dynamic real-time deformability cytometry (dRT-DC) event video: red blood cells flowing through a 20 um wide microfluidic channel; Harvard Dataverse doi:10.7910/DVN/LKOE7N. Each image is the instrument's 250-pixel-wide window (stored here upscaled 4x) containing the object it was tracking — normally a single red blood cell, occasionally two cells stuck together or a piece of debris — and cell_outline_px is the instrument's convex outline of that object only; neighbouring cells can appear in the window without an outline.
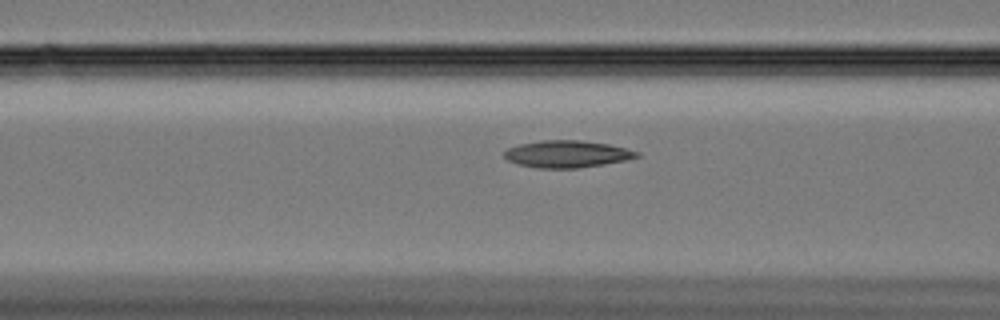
{"species": "Egyptian fruit bat (a non-hibernating species)", "species_latin": "Rousettus aegyptiacus", "temperature_condition": "cold", "stored_images_in_passage": 44, "camera_frame_rate_fps": 3000, "um_per_image_px": 0.085, "animal": {"sex": "female"}, "frame": {"image": 1, "passage_image": 10, "time_ms": 3.0, "image_size_px": [1000, 320], "cell_outline_px": [[640, 156], [624, 160], [604, 164], [576, 168], [540, 168], [520, 164], [508, 160], [504, 156], [504, 152], [508, 148], [520, 144], [540, 140], [580, 140], [608, 144], [640, 152]], "centroid_in_image_um": [48.2, 13.08], "position_along_channel_um": 118.4, "area_um2": 20.63}}
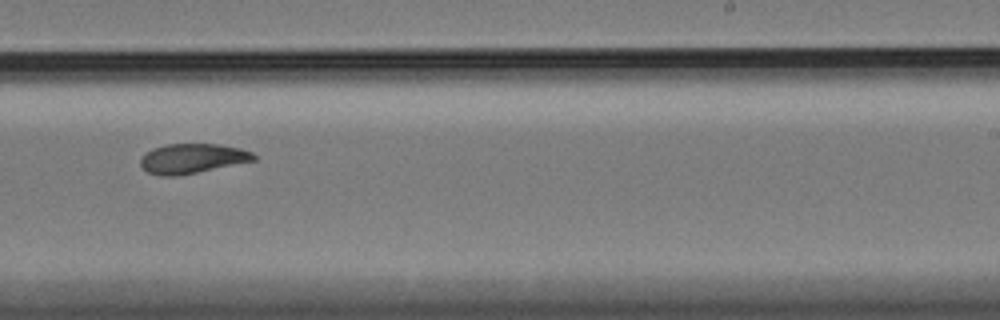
{"frame": {"image": 2, "passage_image": 24, "time_ms": 7.667, "image_size_px": [1000, 320], "cell_outline_px": [[256, 160], [176, 176], [160, 176], [148, 172], [140, 164], [140, 160], [152, 148], [168, 144], [220, 144], [240, 148], [252, 152], [256, 156]], "centroid_in_image_um": [16.36, 13.47], "position_along_channel_um": 272.6, "area_um2": 19.36}}
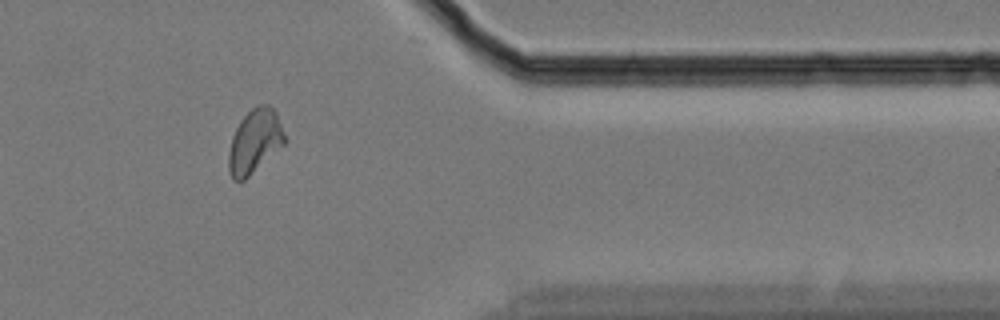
{"frame": {"image": 3, "passage_image": 36, "time_ms": 11.667, "image_size_px": [1000, 320], "cell_outline_px": [[284, 144], [244, 180], [236, 180], [232, 176], [228, 168], [228, 156], [232, 136], [240, 120], [256, 104], [268, 104], [276, 112], [284, 136]], "centroid_in_image_um": [21.63, 11.99], "position_along_channel_um": 389.8, "area_um2": 20.35}, "authors_computed_cell_mechanics": {"area_um2": 20.2878, "velocity_mm_per_s": 3.3102, "shape_relaxation_time_tau1_ms": null, "shape_relaxation_time_tau2_ms": 4.3846, "deformation_change_tau1": null, "deformation_change_tau2": 0.0893}}